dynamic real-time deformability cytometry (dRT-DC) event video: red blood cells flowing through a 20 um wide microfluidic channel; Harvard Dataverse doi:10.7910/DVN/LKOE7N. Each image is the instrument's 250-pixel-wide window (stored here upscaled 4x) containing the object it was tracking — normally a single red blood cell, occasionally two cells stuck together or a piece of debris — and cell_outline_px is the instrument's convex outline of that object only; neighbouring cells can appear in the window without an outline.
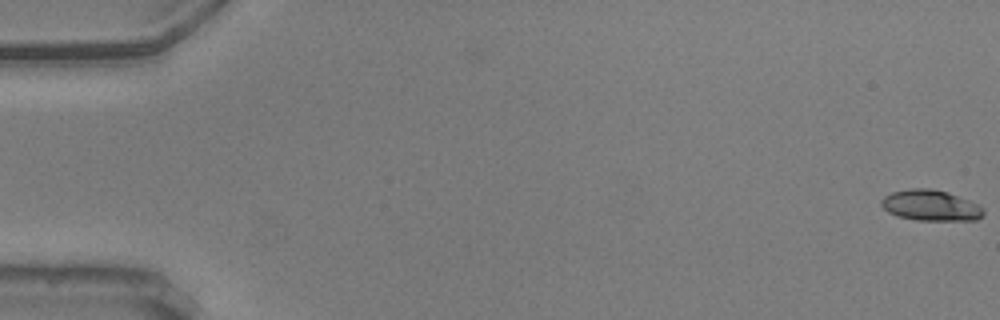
{"species": "common noctule bat (a hibernating species)", "species_latin": "Nyctalus noctula", "temperature_condition": "warm", "stored_images_in_passage": 18, "camera_frame_rate_fps": 3000, "um_per_image_px": 0.085, "animal": {"sex": "male", "body_mass_g": 20.5, "forearm_length_mm": 52.5}, "frame": {"image": 1, "passage_image": 1, "time_ms": 0.0, "image_size_px": [1000, 320], "cell_outline_px": [[984, 212], [976, 220], [916, 220], [896, 216], [888, 212], [880, 204], [880, 200], [884, 196], [892, 192], [912, 188], [932, 188], [948, 192], [968, 200], [984, 208]], "centroid_in_image_um": [79.07, 17.45], "position_along_channel_um": 5.9, "area_um2": 18.32}}
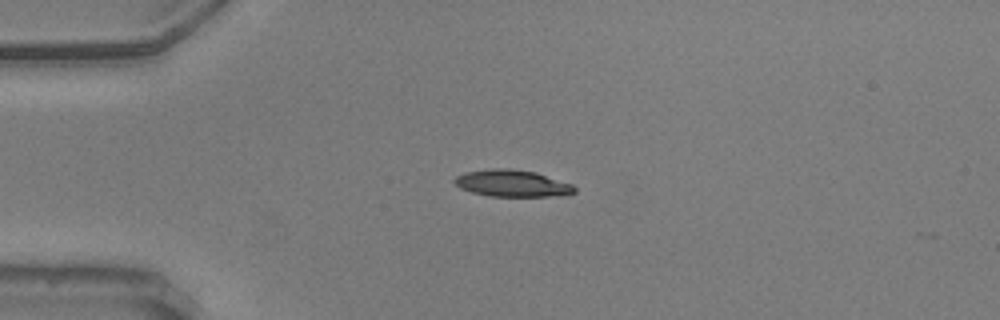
{"frame": {"image": 2, "passage_image": 15, "time_ms": 4.667, "image_size_px": [1000, 320], "cell_outline_px": [[576, 192], [548, 196], [488, 196], [472, 192], [460, 188], [452, 180], [456, 176], [464, 172], [492, 168], [508, 168], [536, 172], [572, 184], [576, 188]], "centroid_in_image_um": [43.49, 15.57], "position_along_channel_um": 41.5, "area_um2": 18.67}}